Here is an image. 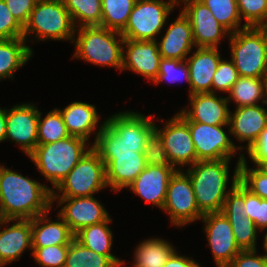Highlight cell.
I'll return each mask as SVG.
<instances>
[{"label":"cell","instance_id":"7402d4cb","mask_svg":"<svg viewBox=\"0 0 267 267\" xmlns=\"http://www.w3.org/2000/svg\"><path fill=\"white\" fill-rule=\"evenodd\" d=\"M12 221L16 223L0 231V267L20 258L27 247L32 251L31 220L0 219V229Z\"/></svg>","mask_w":267,"mask_h":267},{"label":"cell","instance_id":"1f68e13d","mask_svg":"<svg viewBox=\"0 0 267 267\" xmlns=\"http://www.w3.org/2000/svg\"><path fill=\"white\" fill-rule=\"evenodd\" d=\"M63 2L75 28L101 25V0H63Z\"/></svg>","mask_w":267,"mask_h":267},{"label":"cell","instance_id":"d6a6232c","mask_svg":"<svg viewBox=\"0 0 267 267\" xmlns=\"http://www.w3.org/2000/svg\"><path fill=\"white\" fill-rule=\"evenodd\" d=\"M136 0H101V27L121 32L129 19Z\"/></svg>","mask_w":267,"mask_h":267},{"label":"cell","instance_id":"f907efd6","mask_svg":"<svg viewBox=\"0 0 267 267\" xmlns=\"http://www.w3.org/2000/svg\"><path fill=\"white\" fill-rule=\"evenodd\" d=\"M6 116L7 109L0 108V142L6 140Z\"/></svg>","mask_w":267,"mask_h":267},{"label":"cell","instance_id":"ba28073f","mask_svg":"<svg viewBox=\"0 0 267 267\" xmlns=\"http://www.w3.org/2000/svg\"><path fill=\"white\" fill-rule=\"evenodd\" d=\"M106 187L105 163L91 148L55 188L59 193L52 191V197H89Z\"/></svg>","mask_w":267,"mask_h":267},{"label":"cell","instance_id":"ee69618b","mask_svg":"<svg viewBox=\"0 0 267 267\" xmlns=\"http://www.w3.org/2000/svg\"><path fill=\"white\" fill-rule=\"evenodd\" d=\"M245 208L250 218L259 230L267 229V199L252 194L245 188Z\"/></svg>","mask_w":267,"mask_h":267},{"label":"cell","instance_id":"b9f144b4","mask_svg":"<svg viewBox=\"0 0 267 267\" xmlns=\"http://www.w3.org/2000/svg\"><path fill=\"white\" fill-rule=\"evenodd\" d=\"M238 78L239 74L233 61L221 58L212 79V93H215V90L229 93Z\"/></svg>","mask_w":267,"mask_h":267},{"label":"cell","instance_id":"f6af8a7d","mask_svg":"<svg viewBox=\"0 0 267 267\" xmlns=\"http://www.w3.org/2000/svg\"><path fill=\"white\" fill-rule=\"evenodd\" d=\"M23 38V27L13 17L4 0H0V40Z\"/></svg>","mask_w":267,"mask_h":267},{"label":"cell","instance_id":"ffe728a7","mask_svg":"<svg viewBox=\"0 0 267 267\" xmlns=\"http://www.w3.org/2000/svg\"><path fill=\"white\" fill-rule=\"evenodd\" d=\"M217 93H196L189 95L190 109L180 111L192 122L206 125H229L227 97H218Z\"/></svg>","mask_w":267,"mask_h":267},{"label":"cell","instance_id":"bcb514c9","mask_svg":"<svg viewBox=\"0 0 267 267\" xmlns=\"http://www.w3.org/2000/svg\"><path fill=\"white\" fill-rule=\"evenodd\" d=\"M9 11L17 22L24 28L37 0H4Z\"/></svg>","mask_w":267,"mask_h":267},{"label":"cell","instance_id":"4316f807","mask_svg":"<svg viewBox=\"0 0 267 267\" xmlns=\"http://www.w3.org/2000/svg\"><path fill=\"white\" fill-rule=\"evenodd\" d=\"M24 38L0 40V80L11 78L33 55Z\"/></svg>","mask_w":267,"mask_h":267},{"label":"cell","instance_id":"d590c367","mask_svg":"<svg viewBox=\"0 0 267 267\" xmlns=\"http://www.w3.org/2000/svg\"><path fill=\"white\" fill-rule=\"evenodd\" d=\"M232 225L233 234L241 250L257 249V232L260 231L248 216L225 215Z\"/></svg>","mask_w":267,"mask_h":267},{"label":"cell","instance_id":"9a60e30c","mask_svg":"<svg viewBox=\"0 0 267 267\" xmlns=\"http://www.w3.org/2000/svg\"><path fill=\"white\" fill-rule=\"evenodd\" d=\"M39 113L33 103H23L7 109L6 140L15 141L28 156L38 145Z\"/></svg>","mask_w":267,"mask_h":267},{"label":"cell","instance_id":"3957f363","mask_svg":"<svg viewBox=\"0 0 267 267\" xmlns=\"http://www.w3.org/2000/svg\"><path fill=\"white\" fill-rule=\"evenodd\" d=\"M88 141L68 136L57 142L37 145L29 155L41 174L52 183L54 189L92 148Z\"/></svg>","mask_w":267,"mask_h":267},{"label":"cell","instance_id":"8d00e7d4","mask_svg":"<svg viewBox=\"0 0 267 267\" xmlns=\"http://www.w3.org/2000/svg\"><path fill=\"white\" fill-rule=\"evenodd\" d=\"M245 158L239 164V182L252 194L267 199V172L259 166L248 169Z\"/></svg>","mask_w":267,"mask_h":267},{"label":"cell","instance_id":"4dcf8cb0","mask_svg":"<svg viewBox=\"0 0 267 267\" xmlns=\"http://www.w3.org/2000/svg\"><path fill=\"white\" fill-rule=\"evenodd\" d=\"M227 100H233L236 108L266 103L265 78L239 76L228 93ZM262 99V100H261Z\"/></svg>","mask_w":267,"mask_h":267},{"label":"cell","instance_id":"60d3db41","mask_svg":"<svg viewBox=\"0 0 267 267\" xmlns=\"http://www.w3.org/2000/svg\"><path fill=\"white\" fill-rule=\"evenodd\" d=\"M241 20L246 26L256 27L267 19V0H236Z\"/></svg>","mask_w":267,"mask_h":267},{"label":"cell","instance_id":"603a6c76","mask_svg":"<svg viewBox=\"0 0 267 267\" xmlns=\"http://www.w3.org/2000/svg\"><path fill=\"white\" fill-rule=\"evenodd\" d=\"M105 163L107 185L115 192L128 188L145 169L144 152L115 154V158H101Z\"/></svg>","mask_w":267,"mask_h":267},{"label":"cell","instance_id":"d4e9b609","mask_svg":"<svg viewBox=\"0 0 267 267\" xmlns=\"http://www.w3.org/2000/svg\"><path fill=\"white\" fill-rule=\"evenodd\" d=\"M48 213L49 211L31 219L32 247L69 245L74 239L69 226L59 215L57 221L49 220Z\"/></svg>","mask_w":267,"mask_h":267},{"label":"cell","instance_id":"e575fe53","mask_svg":"<svg viewBox=\"0 0 267 267\" xmlns=\"http://www.w3.org/2000/svg\"><path fill=\"white\" fill-rule=\"evenodd\" d=\"M41 114L40 112L38 119V145L57 142L70 136L57 108L49 111L43 119Z\"/></svg>","mask_w":267,"mask_h":267},{"label":"cell","instance_id":"277c9868","mask_svg":"<svg viewBox=\"0 0 267 267\" xmlns=\"http://www.w3.org/2000/svg\"><path fill=\"white\" fill-rule=\"evenodd\" d=\"M231 159L197 161L187 168L194 190L199 211L207 213L221 212L227 194L229 163Z\"/></svg>","mask_w":267,"mask_h":267},{"label":"cell","instance_id":"52a82bcc","mask_svg":"<svg viewBox=\"0 0 267 267\" xmlns=\"http://www.w3.org/2000/svg\"><path fill=\"white\" fill-rule=\"evenodd\" d=\"M231 60L239 76L265 78L267 76V46L257 27L247 26L229 36Z\"/></svg>","mask_w":267,"mask_h":267},{"label":"cell","instance_id":"f35d334b","mask_svg":"<svg viewBox=\"0 0 267 267\" xmlns=\"http://www.w3.org/2000/svg\"><path fill=\"white\" fill-rule=\"evenodd\" d=\"M186 80L189 84L190 76L186 60L164 59L162 58L159 65L158 76L154 83L159 84L162 81L170 83Z\"/></svg>","mask_w":267,"mask_h":267},{"label":"cell","instance_id":"30bf717a","mask_svg":"<svg viewBox=\"0 0 267 267\" xmlns=\"http://www.w3.org/2000/svg\"><path fill=\"white\" fill-rule=\"evenodd\" d=\"M177 114L188 124L197 161L231 159L236 150H243V146L235 145L224 131L229 125H206L190 121L181 111Z\"/></svg>","mask_w":267,"mask_h":267},{"label":"cell","instance_id":"cb8c5ba5","mask_svg":"<svg viewBox=\"0 0 267 267\" xmlns=\"http://www.w3.org/2000/svg\"><path fill=\"white\" fill-rule=\"evenodd\" d=\"M156 42L162 58L187 59V55L196 46L190 22L182 11L176 20L169 25L161 41Z\"/></svg>","mask_w":267,"mask_h":267},{"label":"cell","instance_id":"681fc988","mask_svg":"<svg viewBox=\"0 0 267 267\" xmlns=\"http://www.w3.org/2000/svg\"><path fill=\"white\" fill-rule=\"evenodd\" d=\"M163 267H201L194 259L179 255L176 250Z\"/></svg>","mask_w":267,"mask_h":267},{"label":"cell","instance_id":"d6986e66","mask_svg":"<svg viewBox=\"0 0 267 267\" xmlns=\"http://www.w3.org/2000/svg\"><path fill=\"white\" fill-rule=\"evenodd\" d=\"M263 106L248 105L236 108L234 113H229V128L239 142H247V151L254 145L260 133L267 127V109Z\"/></svg>","mask_w":267,"mask_h":267},{"label":"cell","instance_id":"7c38bea8","mask_svg":"<svg viewBox=\"0 0 267 267\" xmlns=\"http://www.w3.org/2000/svg\"><path fill=\"white\" fill-rule=\"evenodd\" d=\"M182 3H181V2ZM182 12L190 22L196 47L218 48L220 40L230 32L213 16L209 8L200 0H180ZM222 38V39H221Z\"/></svg>","mask_w":267,"mask_h":267},{"label":"cell","instance_id":"74e56055","mask_svg":"<svg viewBox=\"0 0 267 267\" xmlns=\"http://www.w3.org/2000/svg\"><path fill=\"white\" fill-rule=\"evenodd\" d=\"M244 155L240 154L239 160L236 163L232 177L230 192L227 194L221 212L224 215H244L247 216L245 208V187L239 182V164Z\"/></svg>","mask_w":267,"mask_h":267},{"label":"cell","instance_id":"5b68a950","mask_svg":"<svg viewBox=\"0 0 267 267\" xmlns=\"http://www.w3.org/2000/svg\"><path fill=\"white\" fill-rule=\"evenodd\" d=\"M75 29L74 58L93 65L110 66L122 72L124 37L120 32L101 26H82ZM77 30V31H76ZM78 34L76 35V33ZM119 39H117L118 37Z\"/></svg>","mask_w":267,"mask_h":267},{"label":"cell","instance_id":"484cf974","mask_svg":"<svg viewBox=\"0 0 267 267\" xmlns=\"http://www.w3.org/2000/svg\"><path fill=\"white\" fill-rule=\"evenodd\" d=\"M57 109L62 115L68 134L88 141L100 118L95 105L76 101L70 103L63 110Z\"/></svg>","mask_w":267,"mask_h":267},{"label":"cell","instance_id":"f1b7e54d","mask_svg":"<svg viewBox=\"0 0 267 267\" xmlns=\"http://www.w3.org/2000/svg\"><path fill=\"white\" fill-rule=\"evenodd\" d=\"M173 245L160 238L145 239L134 253V267H163L172 253Z\"/></svg>","mask_w":267,"mask_h":267},{"label":"cell","instance_id":"2e32d148","mask_svg":"<svg viewBox=\"0 0 267 267\" xmlns=\"http://www.w3.org/2000/svg\"><path fill=\"white\" fill-rule=\"evenodd\" d=\"M59 198V199H58ZM61 205L58 215L67 223L75 235L82 228L98 224L109 218V213L94 196L89 197H52ZM62 204H66L62 207Z\"/></svg>","mask_w":267,"mask_h":267},{"label":"cell","instance_id":"7dc6e473","mask_svg":"<svg viewBox=\"0 0 267 267\" xmlns=\"http://www.w3.org/2000/svg\"><path fill=\"white\" fill-rule=\"evenodd\" d=\"M255 250H241L227 267H267V255H258Z\"/></svg>","mask_w":267,"mask_h":267},{"label":"cell","instance_id":"ac0fdd59","mask_svg":"<svg viewBox=\"0 0 267 267\" xmlns=\"http://www.w3.org/2000/svg\"><path fill=\"white\" fill-rule=\"evenodd\" d=\"M176 170L173 166L146 164L145 169L128 188L147 203L163 209L168 183Z\"/></svg>","mask_w":267,"mask_h":267},{"label":"cell","instance_id":"db71d44e","mask_svg":"<svg viewBox=\"0 0 267 267\" xmlns=\"http://www.w3.org/2000/svg\"><path fill=\"white\" fill-rule=\"evenodd\" d=\"M265 93H266V104H267V76L265 77Z\"/></svg>","mask_w":267,"mask_h":267},{"label":"cell","instance_id":"6da1fadb","mask_svg":"<svg viewBox=\"0 0 267 267\" xmlns=\"http://www.w3.org/2000/svg\"><path fill=\"white\" fill-rule=\"evenodd\" d=\"M153 116L125 111L109 116L95 133L92 148L100 158L115 154L144 152L148 136L155 129Z\"/></svg>","mask_w":267,"mask_h":267},{"label":"cell","instance_id":"816d5d0a","mask_svg":"<svg viewBox=\"0 0 267 267\" xmlns=\"http://www.w3.org/2000/svg\"><path fill=\"white\" fill-rule=\"evenodd\" d=\"M256 27L262 33L266 46H267V19L259 23Z\"/></svg>","mask_w":267,"mask_h":267},{"label":"cell","instance_id":"83f0119b","mask_svg":"<svg viewBox=\"0 0 267 267\" xmlns=\"http://www.w3.org/2000/svg\"><path fill=\"white\" fill-rule=\"evenodd\" d=\"M123 260L105 256L86 248L75 238L69 244L64 267H122Z\"/></svg>","mask_w":267,"mask_h":267},{"label":"cell","instance_id":"e0dca14e","mask_svg":"<svg viewBox=\"0 0 267 267\" xmlns=\"http://www.w3.org/2000/svg\"><path fill=\"white\" fill-rule=\"evenodd\" d=\"M161 59L156 41L124 40L122 71L131 70L154 82L158 76Z\"/></svg>","mask_w":267,"mask_h":267},{"label":"cell","instance_id":"f5cc1de1","mask_svg":"<svg viewBox=\"0 0 267 267\" xmlns=\"http://www.w3.org/2000/svg\"><path fill=\"white\" fill-rule=\"evenodd\" d=\"M263 248L264 251L266 252L265 254L267 255V233L264 236Z\"/></svg>","mask_w":267,"mask_h":267},{"label":"cell","instance_id":"836d02e7","mask_svg":"<svg viewBox=\"0 0 267 267\" xmlns=\"http://www.w3.org/2000/svg\"><path fill=\"white\" fill-rule=\"evenodd\" d=\"M212 12L216 20L223 25L230 33L246 28L241 25V18L238 12L236 0H200Z\"/></svg>","mask_w":267,"mask_h":267},{"label":"cell","instance_id":"4fadbf2b","mask_svg":"<svg viewBox=\"0 0 267 267\" xmlns=\"http://www.w3.org/2000/svg\"><path fill=\"white\" fill-rule=\"evenodd\" d=\"M155 130L160 134L167 151L170 164L177 170L180 166H192L197 162L194 143L188 124L176 114L166 122L165 126ZM179 165V168L176 166Z\"/></svg>","mask_w":267,"mask_h":267},{"label":"cell","instance_id":"c3c4849f","mask_svg":"<svg viewBox=\"0 0 267 267\" xmlns=\"http://www.w3.org/2000/svg\"><path fill=\"white\" fill-rule=\"evenodd\" d=\"M247 152L254 165L261 167L267 162V127Z\"/></svg>","mask_w":267,"mask_h":267},{"label":"cell","instance_id":"44dd1931","mask_svg":"<svg viewBox=\"0 0 267 267\" xmlns=\"http://www.w3.org/2000/svg\"><path fill=\"white\" fill-rule=\"evenodd\" d=\"M187 58L189 95L212 93V79L221 59L219 48L197 47L196 52Z\"/></svg>","mask_w":267,"mask_h":267},{"label":"cell","instance_id":"9c48e42d","mask_svg":"<svg viewBox=\"0 0 267 267\" xmlns=\"http://www.w3.org/2000/svg\"><path fill=\"white\" fill-rule=\"evenodd\" d=\"M178 3V0H136L121 35L130 40L157 41L156 36Z\"/></svg>","mask_w":267,"mask_h":267},{"label":"cell","instance_id":"8992f818","mask_svg":"<svg viewBox=\"0 0 267 267\" xmlns=\"http://www.w3.org/2000/svg\"><path fill=\"white\" fill-rule=\"evenodd\" d=\"M75 29L63 0H37L23 28V38L26 40L32 33L39 41L70 40L73 43Z\"/></svg>","mask_w":267,"mask_h":267},{"label":"cell","instance_id":"11a10c76","mask_svg":"<svg viewBox=\"0 0 267 267\" xmlns=\"http://www.w3.org/2000/svg\"><path fill=\"white\" fill-rule=\"evenodd\" d=\"M261 168L267 172V162L264 163V164L261 166Z\"/></svg>","mask_w":267,"mask_h":267},{"label":"cell","instance_id":"5bb4252c","mask_svg":"<svg viewBox=\"0 0 267 267\" xmlns=\"http://www.w3.org/2000/svg\"><path fill=\"white\" fill-rule=\"evenodd\" d=\"M201 220L216 265L227 267L241 251L229 219L222 212H215L204 214Z\"/></svg>","mask_w":267,"mask_h":267},{"label":"cell","instance_id":"8fae6325","mask_svg":"<svg viewBox=\"0 0 267 267\" xmlns=\"http://www.w3.org/2000/svg\"><path fill=\"white\" fill-rule=\"evenodd\" d=\"M183 171L176 170L171 176L162 209L169 214L171 223L177 227L201 220L203 217L198 209L192 182L188 174Z\"/></svg>","mask_w":267,"mask_h":267},{"label":"cell","instance_id":"f546056e","mask_svg":"<svg viewBox=\"0 0 267 267\" xmlns=\"http://www.w3.org/2000/svg\"><path fill=\"white\" fill-rule=\"evenodd\" d=\"M110 222H112V220L109 217L106 221L84 227L74 235V238L95 253L105 256H114L111 253L113 234L108 226Z\"/></svg>","mask_w":267,"mask_h":267},{"label":"cell","instance_id":"7bdbcfd3","mask_svg":"<svg viewBox=\"0 0 267 267\" xmlns=\"http://www.w3.org/2000/svg\"><path fill=\"white\" fill-rule=\"evenodd\" d=\"M145 162L148 165L172 166L168 154L164 148V142L160 134L154 129L147 138L144 149Z\"/></svg>","mask_w":267,"mask_h":267},{"label":"cell","instance_id":"7a4b0ae2","mask_svg":"<svg viewBox=\"0 0 267 267\" xmlns=\"http://www.w3.org/2000/svg\"><path fill=\"white\" fill-rule=\"evenodd\" d=\"M52 188L0 165V219H32L50 211Z\"/></svg>","mask_w":267,"mask_h":267},{"label":"cell","instance_id":"ab89813d","mask_svg":"<svg viewBox=\"0 0 267 267\" xmlns=\"http://www.w3.org/2000/svg\"><path fill=\"white\" fill-rule=\"evenodd\" d=\"M69 245L32 247V256L42 267H64Z\"/></svg>","mask_w":267,"mask_h":267}]
</instances>
